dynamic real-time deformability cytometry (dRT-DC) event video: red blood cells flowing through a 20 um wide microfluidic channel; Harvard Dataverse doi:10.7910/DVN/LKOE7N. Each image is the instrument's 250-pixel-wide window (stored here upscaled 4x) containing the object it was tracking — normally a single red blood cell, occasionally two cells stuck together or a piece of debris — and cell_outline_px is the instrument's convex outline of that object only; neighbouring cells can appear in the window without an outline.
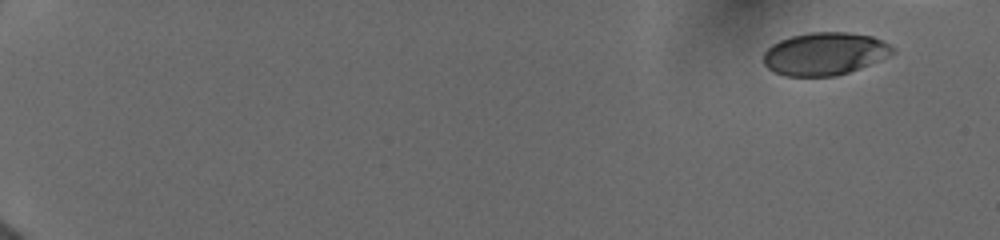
{"species": "human", "species_latin": "Homo sapiens", "temperature_condition": "cold", "stored_images_in_passage": 4, "camera_frame_rate_fps": 3000, "um_per_image_px": 0.085, "donor": {"sex": "female"}, "frame": {"image": 1, "passage_image": 1, "time_ms": 0.0, "image_size_px": [1000, 240], "cell_outline_px": [[896, 52], [892, 56], [860, 68], [836, 76], [784, 76], [768, 68], [764, 64], [764, 52], [772, 44], [780, 40], [792, 36], [808, 32], [848, 32], [872, 36], [896, 48]], "centroid_in_image_um": [70.14, 4.57], "position_along_channel_um": 14.9, "area_um2": 32.31}}